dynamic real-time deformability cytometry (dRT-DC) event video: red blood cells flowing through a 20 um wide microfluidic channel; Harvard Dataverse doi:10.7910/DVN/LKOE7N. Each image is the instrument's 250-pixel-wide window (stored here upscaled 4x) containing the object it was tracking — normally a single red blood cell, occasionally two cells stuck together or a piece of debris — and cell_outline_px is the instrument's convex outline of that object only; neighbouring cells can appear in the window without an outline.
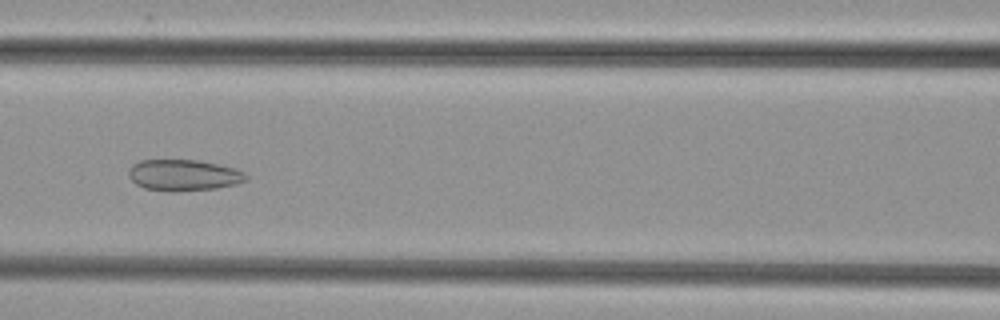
{"species": "common noctule bat (a hibernating species)", "species_latin": "Nyctalus noctula", "temperature_condition": "cold", "stored_images_in_passage": 53, "camera_frame_rate_fps": 3000, "um_per_image_px": 0.085, "animal": {"sex": "female", "body_mass_g": 29.2, "forearm_length_mm": 56.3}, "frame": {"image": 1, "passage_image": 24, "time_ms": 7.667, "image_size_px": [1000, 320], "cell_outline_px": [[248, 180], [236, 184], [216, 188], [172, 192], [168, 192], [144, 188], [136, 184], [128, 176], [128, 168], [132, 164], [140, 160], [200, 160], [220, 164], [236, 168], [244, 172], [248, 176]], "centroid_in_image_um": [15.61, 14.88], "position_along_channel_um": 151.0, "area_um2": 21.73}}
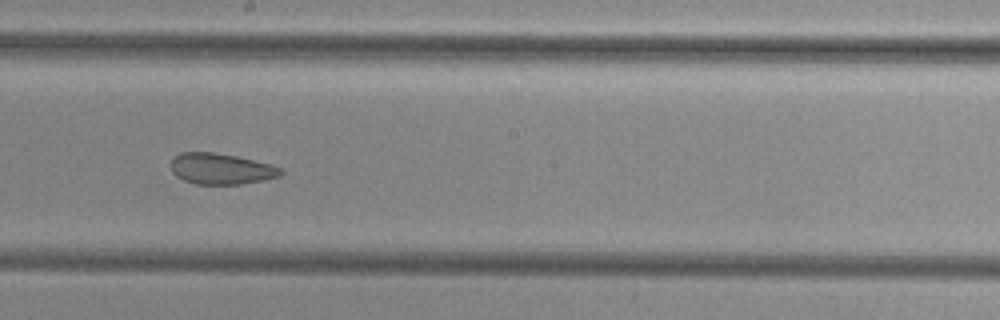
{"frame": {"image": 2, "passage_image": 30, "time_ms": 9.667, "image_size_px": [1000, 320], "cell_outline_px": [[284, 172], [280, 176], [264, 180], [240, 184], [196, 184], [184, 180], [176, 176], [172, 172], [172, 156], [180, 152], [216, 152], [236, 156], [284, 168]], "centroid_in_image_um": [18.79, 14.34], "position_along_channel_um": 229.4, "area_um2": 19.88}}
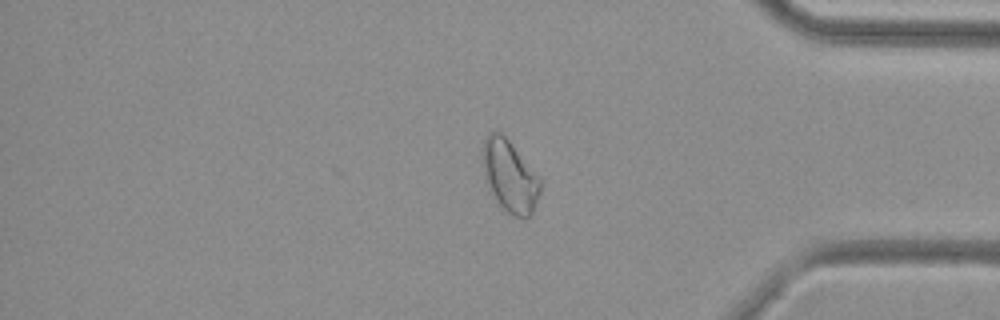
{"frame": {"image": 3, "passage_image": 44, "time_ms": 14.333, "image_size_px": [1000, 320], "cell_outline_px": [[540, 192], [532, 216], [528, 220], [512, 216], [492, 196], [484, 176], [480, 156], [480, 152], [484, 140], [488, 132], [500, 128], [540, 176]], "centroid_in_image_um": [43.31, 14.91], "position_along_channel_um": 391.9, "area_um2": 25.26}}